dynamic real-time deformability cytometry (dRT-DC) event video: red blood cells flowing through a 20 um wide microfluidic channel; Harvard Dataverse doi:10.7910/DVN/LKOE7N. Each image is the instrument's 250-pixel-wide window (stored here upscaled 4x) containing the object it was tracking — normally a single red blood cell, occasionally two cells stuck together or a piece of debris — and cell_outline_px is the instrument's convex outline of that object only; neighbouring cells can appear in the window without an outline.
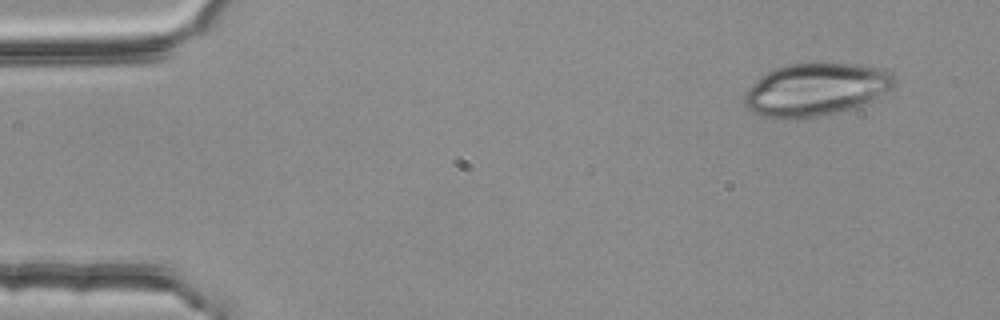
{"species": "common noctule bat (a hibernating species)", "species_latin": "Nyctalus noctula", "temperature_condition": "room temperature", "stored_images_in_passage": 3, "camera_frame_rate_fps": 3000, "um_per_image_px": 0.085, "animal": {"sex": "female", "body_mass_g": 25.1}, "frame": {"image": 1, "passage_image": 1, "time_ms": 0.0, "image_size_px": [1000, 320], "cell_outline_px": [[896, 80], [892, 88], [872, 100], [852, 108], [836, 112], [816, 116], [784, 120], [780, 120], [760, 116], [752, 112], [744, 104], [744, 96], [748, 88], [760, 76], [784, 64], [812, 60], [820, 60], [856, 64], [880, 68], [892, 72]], "centroid_in_image_um": [69.31, 7.56], "position_along_channel_um": 15.7, "area_um2": 47.11}}